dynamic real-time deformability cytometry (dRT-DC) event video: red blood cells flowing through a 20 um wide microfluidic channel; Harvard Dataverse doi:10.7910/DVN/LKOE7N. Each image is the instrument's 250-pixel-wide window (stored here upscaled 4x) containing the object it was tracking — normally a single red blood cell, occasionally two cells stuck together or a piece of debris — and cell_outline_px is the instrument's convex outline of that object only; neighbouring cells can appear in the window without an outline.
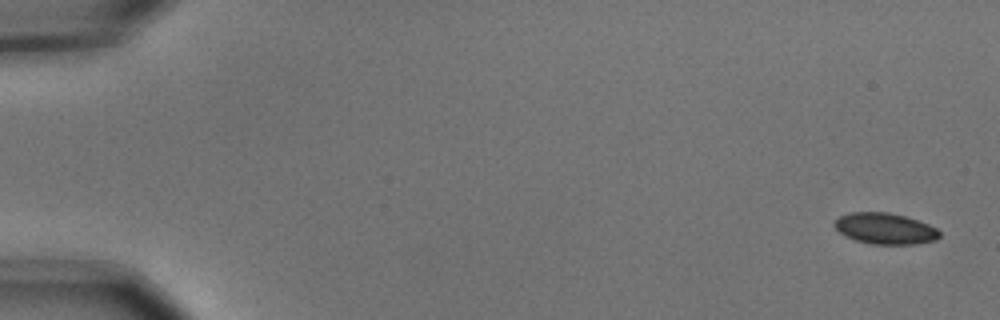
{"species": "common noctule bat (a hibernating species)", "species_latin": "Nyctalus noctula", "temperature_condition": "cold", "stored_images_in_passage": 10, "camera_frame_rate_fps": 3000, "um_per_image_px": 0.085, "animal": {"sex": "male", "body_mass_g": 15.6}, "frame": {"image": 1, "passage_image": 1, "time_ms": 0.0, "image_size_px": [1000, 320], "cell_outline_px": [[940, 236], [936, 240], [916, 244], [872, 244], [856, 240], [840, 232], [832, 224], [840, 216], [852, 212], [888, 212], [904, 216], [928, 224], [936, 228], [940, 232]], "centroid_in_image_um": [75.25, 19.43], "position_along_channel_um": 9.8, "area_um2": 18.84}}
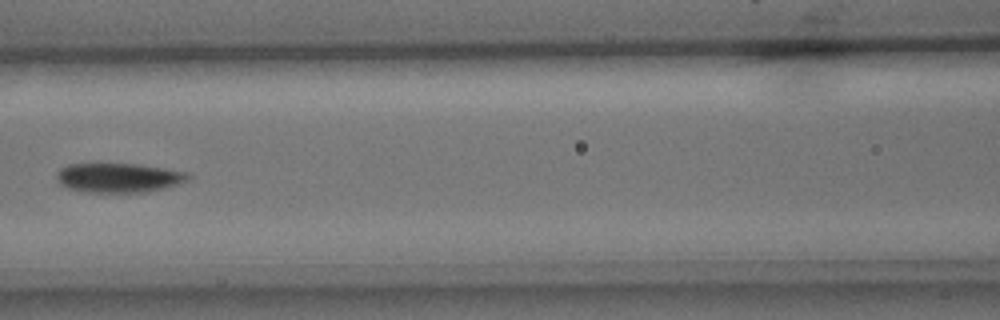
{"frame": {"image": 2, "passage_image": 7, "time_ms": 2.0, "image_size_px": [1000, 320], "cell_outline_px": [[192, 180], [168, 188], [148, 192], [84, 192], [68, 188], [60, 184], [56, 180], [56, 176], [60, 168], [68, 164], [96, 160], [136, 164], [164, 168], [188, 172], [192, 176]], "centroid_in_image_um": [10.09, 15.06], "position_along_channel_um": 156.5, "area_um2": 23.87}}
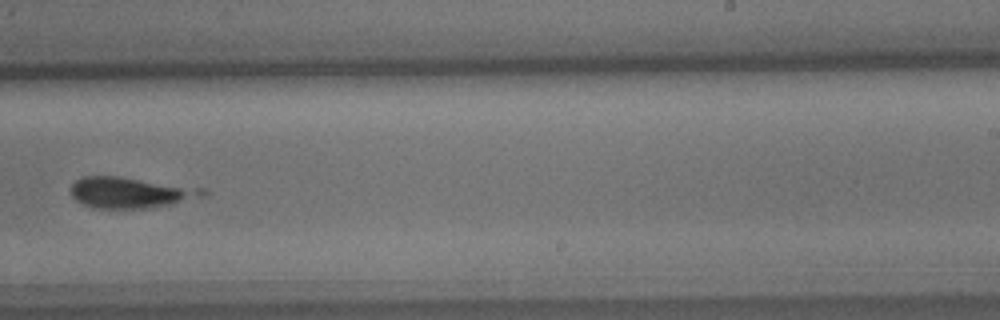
{"frame": {"image": 3, "passage_image": 10, "time_ms": 3.0, "image_size_px": [1000, 320], "cell_outline_px": [[208, 196], [168, 204], [144, 208], [96, 208], [84, 204], [76, 200], [72, 196], [72, 184], [76, 180], [84, 176], [120, 176], [204, 188], [208, 192]], "centroid_in_image_um": [11.12, 16.35], "position_along_channel_um": 277.9, "area_um2": 23.64}}